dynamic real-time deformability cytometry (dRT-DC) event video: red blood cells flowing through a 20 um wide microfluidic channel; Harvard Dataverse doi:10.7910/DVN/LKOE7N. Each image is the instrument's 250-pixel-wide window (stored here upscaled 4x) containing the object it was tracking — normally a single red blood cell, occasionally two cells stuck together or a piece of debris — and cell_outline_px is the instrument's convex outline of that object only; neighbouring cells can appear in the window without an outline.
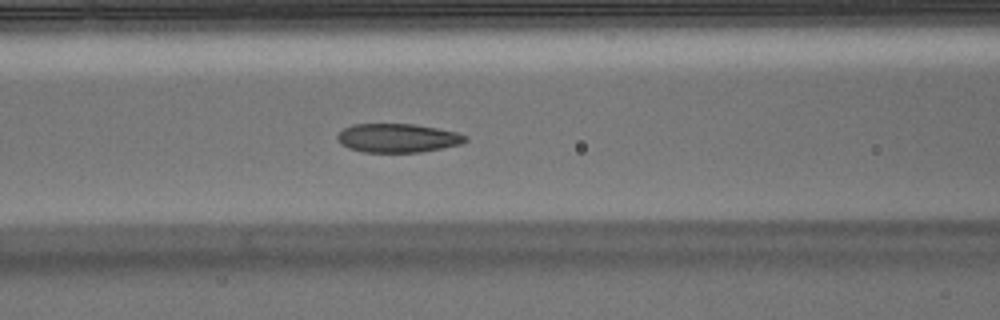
{"species": "Egyptian fruit bat (a non-hibernating species)", "species_latin": "Rousettus aegyptiacus", "temperature_condition": "warm", "stored_images_in_passage": 39, "camera_frame_rate_fps": 3000, "um_per_image_px": 0.085, "animal": {"sex": "male"}, "frame": {"image": 1, "passage_image": 8, "time_ms": 2.333, "image_size_px": [1000, 320], "cell_outline_px": [[468, 140], [460, 144], [420, 152], [364, 152], [348, 148], [340, 144], [336, 140], [336, 136], [344, 128], [352, 124], [416, 124], [456, 132], [468, 136]], "centroid_in_image_um": [33.77, 11.73], "position_along_channel_um": 132.8, "area_um2": 21.5}}
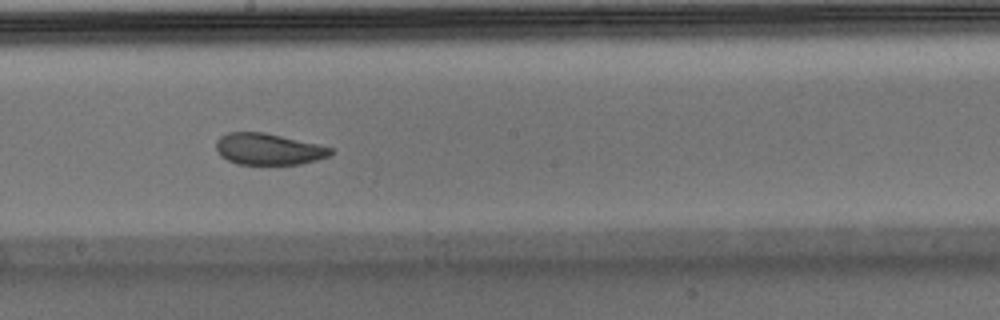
{"frame": {"image": 2, "passage_image": 15, "time_ms": 4.667, "image_size_px": [1000, 320], "cell_outline_px": [[332, 152], [328, 156], [316, 160], [300, 164], [236, 164], [220, 156], [216, 148], [216, 140], [220, 136], [228, 132], [264, 132], [316, 144], [332, 148]], "centroid_in_image_um": [22.76, 12.67], "position_along_channel_um": 225.4, "area_um2": 20.81}}
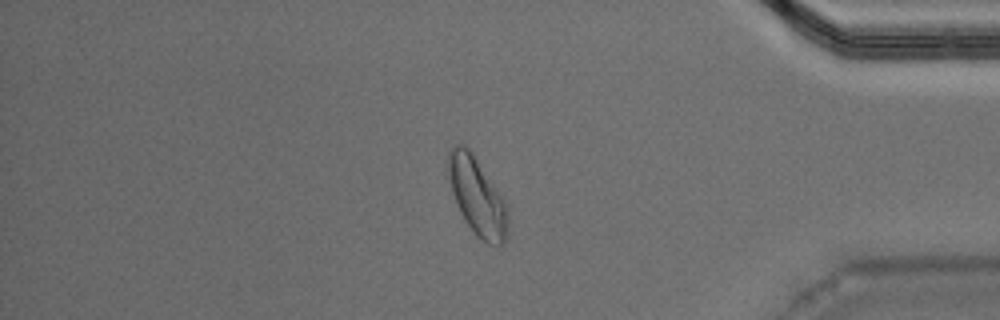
{"frame": {"image": 3, "passage_image": 30, "time_ms": 9.667, "image_size_px": [1000, 320], "cell_outline_px": [[508, 240], [504, 244], [488, 244], [476, 236], [464, 220], [456, 204], [452, 192], [448, 172], [448, 152], [456, 144], [464, 144], [472, 152], [508, 204]], "centroid_in_image_um": [40.59, 16.73], "position_along_channel_um": 394.6, "area_um2": 27.28}, "authors_computed_cell_mechanics": {"area_um2": 22.7154, "velocity_mm_per_s": 3.9712, "shape_relaxation_time_tau1_ms": 4.5312, "shape_relaxation_time_tau2_ms": 2.0092, "deformation_change_tau1": 0.1326, "deformation_change_tau2": 0.0693}}